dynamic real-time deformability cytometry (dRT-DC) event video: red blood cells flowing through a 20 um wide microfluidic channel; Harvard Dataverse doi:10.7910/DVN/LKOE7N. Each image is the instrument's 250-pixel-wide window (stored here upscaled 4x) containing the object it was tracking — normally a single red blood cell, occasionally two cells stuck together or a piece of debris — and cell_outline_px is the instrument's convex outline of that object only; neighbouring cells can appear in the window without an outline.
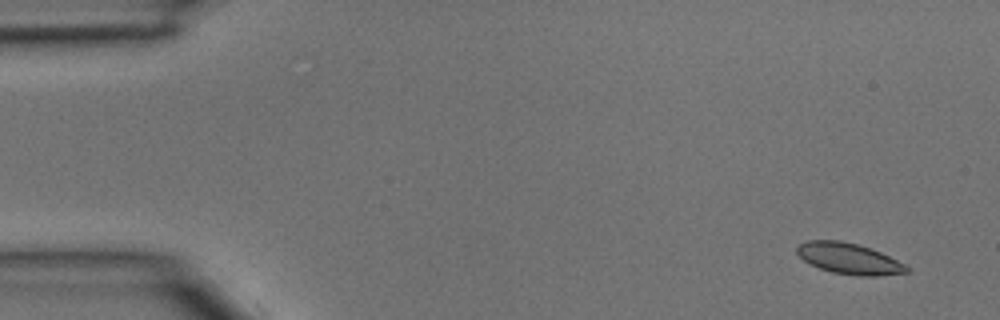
{"species": "common noctule bat (a hibernating species)", "species_latin": "Nyctalus noctula", "temperature_condition": "room temperature", "stored_images_in_passage": 5, "segment_of_instrument_passage": [2, 2], "camera_frame_rate_fps": 3000, "um_per_image_px": 0.085, "animal": {"sex": "male", "body_mass_g": 15.6}, "frame": {"image": 1, "passage_image": 5, "time_ms": 1.333, "image_size_px": [1000, 320], "cell_outline_px": [[908, 272], [876, 276], [856, 276], [832, 272], [820, 268], [804, 260], [796, 252], [796, 248], [800, 244], [808, 240], [840, 240], [856, 244], [880, 252], [904, 264], [908, 268]], "centroid_in_image_um": [72.14, 21.98], "position_along_channel_um": 12.9, "area_um2": 19.48}}